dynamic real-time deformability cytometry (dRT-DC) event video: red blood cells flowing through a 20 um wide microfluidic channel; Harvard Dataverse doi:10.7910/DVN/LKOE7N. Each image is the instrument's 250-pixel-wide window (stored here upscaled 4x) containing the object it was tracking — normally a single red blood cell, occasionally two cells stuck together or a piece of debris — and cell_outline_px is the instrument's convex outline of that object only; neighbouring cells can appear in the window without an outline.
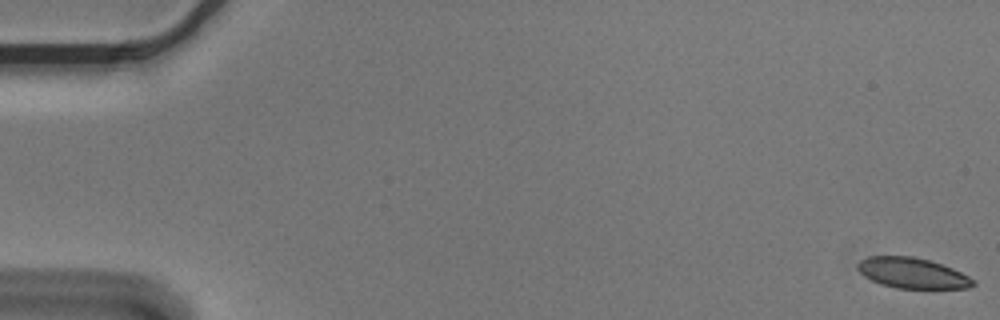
{"species": "Egyptian fruit bat (a non-hibernating species)", "species_latin": "Rousettus aegyptiacus", "temperature_condition": "cold", "stored_images_in_passage": 10, "camera_frame_rate_fps": 3000, "um_per_image_px": 0.085, "animal": {"sex": "male"}, "frame": {"image": 1, "passage_image": 1, "time_ms": 0.0, "image_size_px": [1000, 320], "cell_outline_px": [[976, 284], [968, 288], [896, 288], [880, 284], [864, 276], [856, 268], [856, 264], [860, 260], [868, 256], [912, 256], [928, 260], [952, 268], [976, 280]], "centroid_in_image_um": [77.53, 23.21], "position_along_channel_um": 7.5, "area_um2": 20.52}}
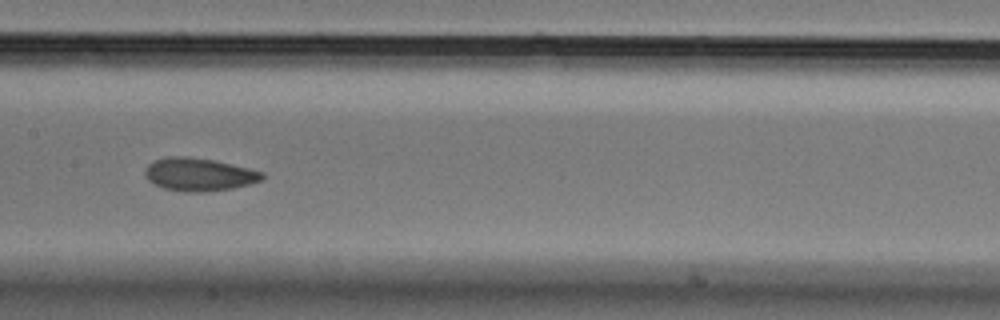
{"frame": {"image": 2, "passage_image": 9, "time_ms": 2.667, "image_size_px": [1000, 320], "cell_outline_px": [[264, 176], [260, 180], [248, 184], [232, 188], [204, 192], [184, 192], [164, 188], [152, 184], [148, 180], [144, 172], [148, 164], [152, 160], [168, 156], [188, 156], [212, 160], [248, 168], [264, 172]], "centroid_in_image_um": [16.85, 14.82], "position_along_channel_um": 190.5, "area_um2": 22.48}}
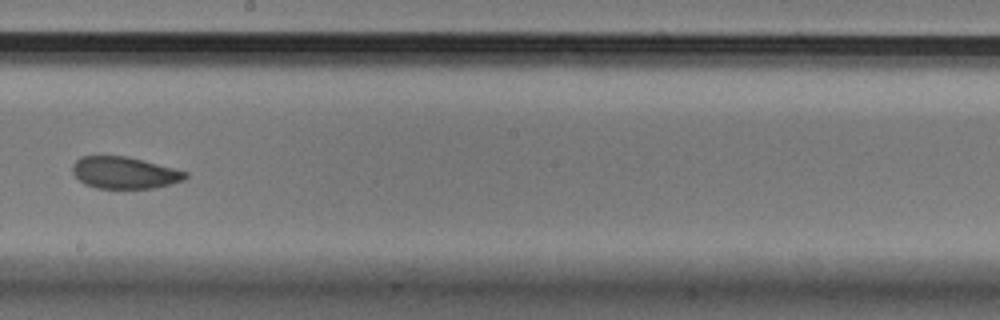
{"frame": {"image": 3, "passage_image": 10, "time_ms": 3.0, "image_size_px": [1000, 320], "cell_outline_px": [[188, 176], [184, 180], [152, 188], [96, 188], [84, 184], [72, 172], [72, 164], [80, 156], [128, 156], [188, 172]], "centroid_in_image_um": [10.55, 14.67], "position_along_channel_um": 237.6, "area_um2": 20.87}}